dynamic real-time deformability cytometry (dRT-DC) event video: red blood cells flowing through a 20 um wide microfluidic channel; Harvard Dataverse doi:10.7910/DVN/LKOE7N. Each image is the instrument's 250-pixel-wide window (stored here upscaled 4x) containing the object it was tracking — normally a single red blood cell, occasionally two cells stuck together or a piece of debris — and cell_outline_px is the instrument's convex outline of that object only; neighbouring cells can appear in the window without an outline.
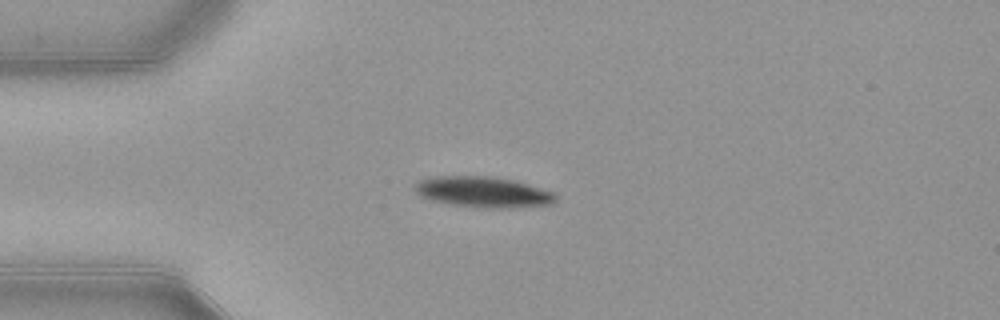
{"species": "common noctule bat (a hibernating species)", "species_latin": "Nyctalus noctula", "temperature_condition": "warm", "stored_images_in_passage": 40, "camera_frame_rate_fps": 3000, "um_per_image_px": 0.085, "animal": {"sex": "female", "body_mass_g": 21.9}, "frame": {"image": 1, "passage_image": 1, "time_ms": 0.0, "image_size_px": [1000, 320], "cell_outline_px": [[556, 200], [552, 204], [496, 208], [492, 208], [452, 204], [432, 200], [420, 196], [412, 188], [416, 180], [436, 176], [488, 176], [516, 180], [556, 192]], "centroid_in_image_um": [41.05, 16.29], "position_along_channel_um": 44.0, "area_um2": 25.26}}
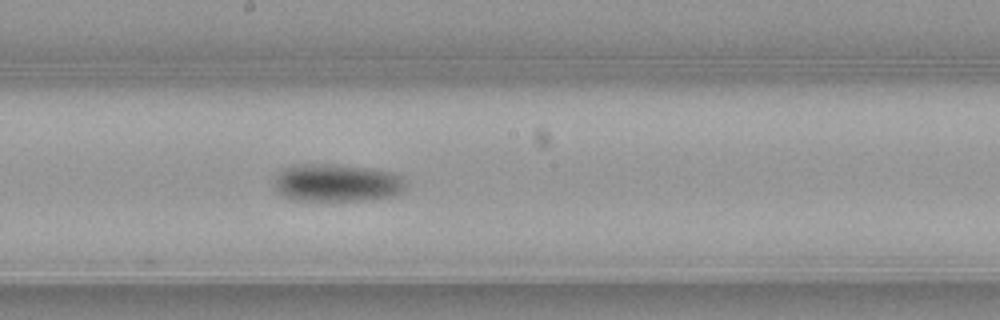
{"frame": {"image": 2, "passage_image": 16, "time_ms": 5.0, "image_size_px": [1000, 320], "cell_outline_px": [[408, 184], [400, 192], [392, 196], [364, 200], [288, 200], [276, 192], [276, 176], [280, 168], [304, 164], [332, 164], [364, 168], [392, 172], [400, 176]], "centroid_in_image_um": [28.59, 15.55], "position_along_channel_um": 219.6, "area_um2": 28.78}}
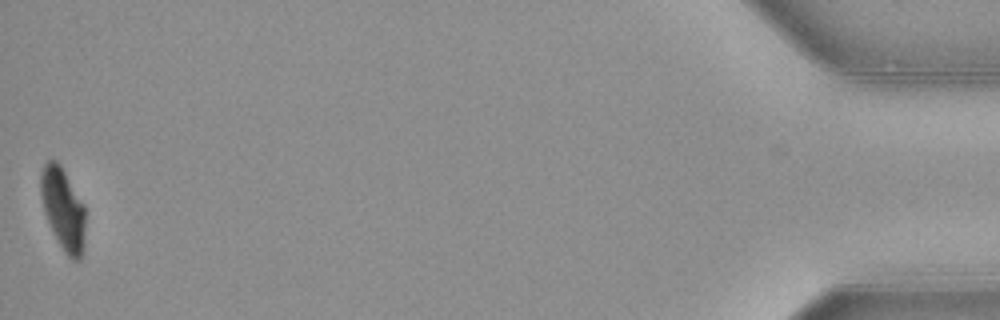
{"frame": {"image": 3, "passage_image": 40, "time_ms": 13.0, "image_size_px": [1000, 320], "cell_outline_px": [[84, 252], [80, 260], [72, 260], [64, 252], [44, 212], [40, 192], [40, 176], [44, 164], [48, 160], [56, 160], [60, 164], [84, 204]], "centroid_in_image_um": [5.37, 17.76], "position_along_channel_um": 429.8, "area_um2": 21.15}, "authors_computed_cell_mechanics": {"area_um2": 26.2123, "velocity_mm_per_s": 3.9162, "shape_relaxation_time_tau1_ms": 2.7985, "shape_relaxation_time_tau2_ms": null, "deformation_change_tau1": 0.1465, "deformation_change_tau2": null}}